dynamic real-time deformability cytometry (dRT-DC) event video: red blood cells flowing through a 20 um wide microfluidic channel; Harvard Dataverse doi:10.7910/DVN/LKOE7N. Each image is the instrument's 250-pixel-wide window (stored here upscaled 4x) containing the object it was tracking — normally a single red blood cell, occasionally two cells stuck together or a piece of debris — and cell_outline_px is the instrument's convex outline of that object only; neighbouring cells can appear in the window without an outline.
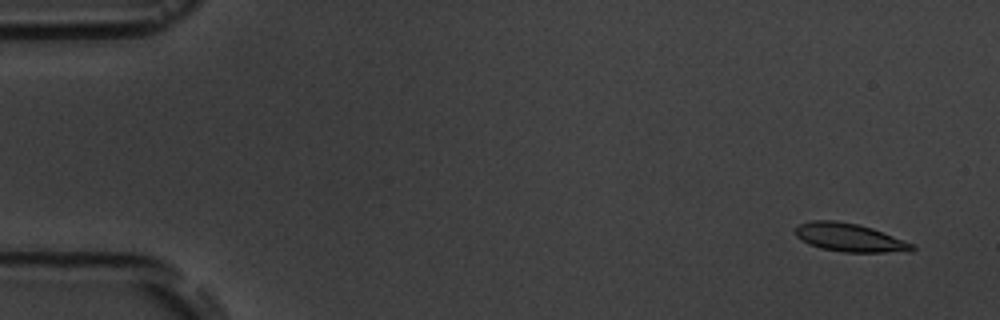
{"species": "common noctule bat (a hibernating species)", "species_latin": "Nyctalus noctula", "temperature_condition": "room temperature", "stored_images_in_passage": 5, "camera_frame_rate_fps": 3000, "um_per_image_px": 0.085, "animal": {"sex": "male", "body_mass_g": 19.5, "forearm_length_mm": 54.6}, "frame": {"image": 1, "passage_image": 1, "time_ms": 0.0, "image_size_px": [1000, 320], "cell_outline_px": [[916, 248], [912, 252], [844, 252], [820, 248], [808, 244], [800, 240], [796, 236], [796, 228], [800, 224], [812, 220], [836, 220], [856, 224], [872, 228], [916, 244]], "centroid_in_image_um": [72.26, 20.2], "position_along_channel_um": 12.7, "area_um2": 19.42}}
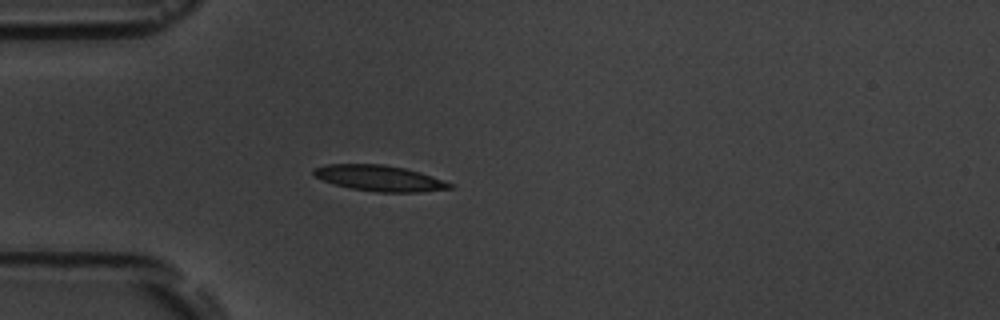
{"frame": {"image": 2, "passage_image": 5, "time_ms": 4.333, "image_size_px": [1000, 320], "cell_outline_px": [[452, 188], [420, 192], [376, 192], [352, 188], [336, 184], [312, 176], [312, 168], [324, 164], [384, 164], [404, 168], [420, 172], [432, 176], [452, 184]], "centroid_in_image_um": [32.21, 15.13], "position_along_channel_um": 52.8, "area_um2": 20.4}}